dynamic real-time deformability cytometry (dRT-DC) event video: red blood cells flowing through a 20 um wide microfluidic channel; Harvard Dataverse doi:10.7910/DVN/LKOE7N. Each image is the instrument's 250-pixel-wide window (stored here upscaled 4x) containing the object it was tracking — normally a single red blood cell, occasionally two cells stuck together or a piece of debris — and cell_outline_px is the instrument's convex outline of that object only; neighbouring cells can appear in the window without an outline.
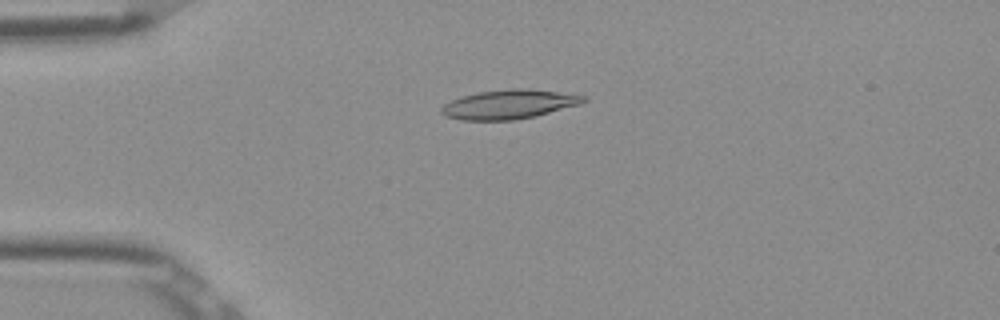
{"species": "Egyptian fruit bat (a non-hibernating species)", "species_latin": "Rousettus aegyptiacus", "temperature_condition": "room temperature", "stored_images_in_passage": 52, "camera_frame_rate_fps": 3000, "um_per_image_px": 0.085, "frame": {"image": 1, "passage_image": 13, "time_ms": 4.0, "image_size_px": [1000, 320], "cell_outline_px": [[588, 100], [580, 104], [536, 116], [516, 120], [460, 120], [444, 116], [440, 112], [440, 108], [444, 104], [460, 96], [480, 92], [512, 88], [528, 88], [588, 96]], "centroid_in_image_um": [43.26, 8.87], "position_along_channel_um": 41.7, "area_um2": 24.33}}
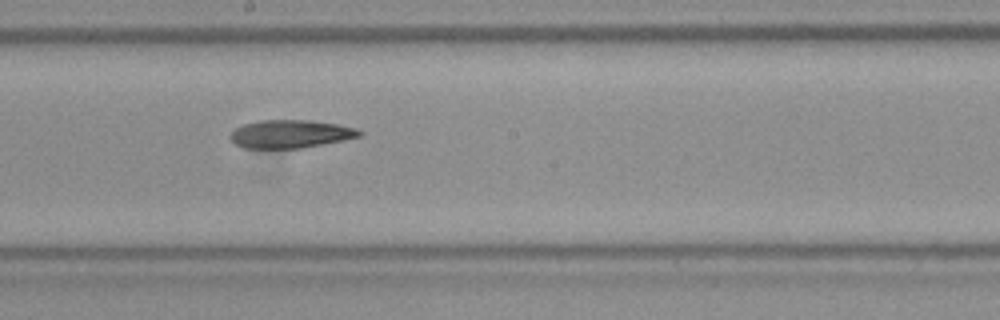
{"frame": {"image": 2, "passage_image": 29, "time_ms": 9.333, "image_size_px": [1000, 320], "cell_outline_px": [[364, 132], [360, 136], [344, 140], [300, 148], [244, 148], [236, 144], [228, 136], [236, 128], [244, 124], [260, 120], [308, 120], [336, 124], [356, 128]], "centroid_in_image_um": [24.69, 11.38], "position_along_channel_um": 223.5, "area_um2": 20.98}}
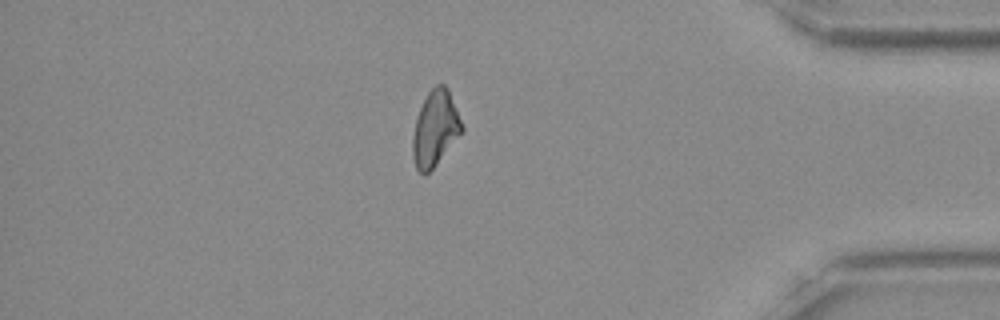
{"frame": {"image": 3, "passage_image": 45, "time_ms": 14.667, "image_size_px": [1000, 320], "cell_outline_px": [[464, 128], [436, 164], [424, 176], [416, 168], [412, 156], [412, 136], [416, 120], [420, 108], [428, 92], [436, 84], [444, 84], [448, 88]], "centroid_in_image_um": [36.97, 10.91], "position_along_channel_um": 398.2, "area_um2": 21.21}, "authors_computed_cell_mechanics": {"area_um2": 22.1085, "velocity_mm_per_s": 3.8948, "shape_relaxation_time_tau1_ms": null, "shape_relaxation_time_tau2_ms": 3.8716, "deformation_change_tau1": null, "deformation_change_tau2": 0.1134}}